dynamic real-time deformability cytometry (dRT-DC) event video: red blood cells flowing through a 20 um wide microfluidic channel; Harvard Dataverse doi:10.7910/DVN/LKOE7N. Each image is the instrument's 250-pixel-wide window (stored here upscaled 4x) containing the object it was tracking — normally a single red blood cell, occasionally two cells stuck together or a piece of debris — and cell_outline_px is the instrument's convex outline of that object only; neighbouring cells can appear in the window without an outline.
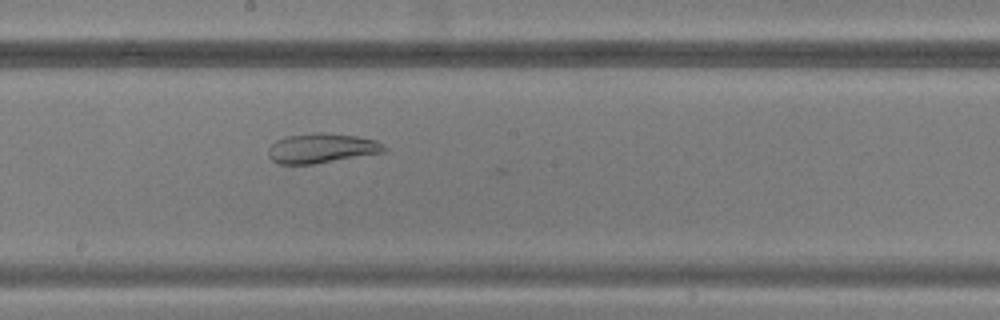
{"species": "common noctule bat (a hibernating species)", "species_latin": "Nyctalus noctula", "temperature_condition": "warm", "stored_images_in_passage": 13, "camera_frame_rate_fps": 3000, "um_per_image_px": 0.085, "animal": {"sex": "male", "body_mass_g": 20.5, "forearm_length_mm": 52.5}, "frame": {"image": 1, "passage_image": 12, "time_ms": 3.667, "image_size_px": [1000, 320], "cell_outline_px": [[388, 152], [312, 164], [276, 164], [268, 156], [268, 148], [276, 140], [284, 136], [316, 132], [320, 132], [356, 136], [376, 140], [388, 148]], "centroid_in_image_um": [27.34, 12.6], "position_along_channel_um": 220.9, "area_um2": 20.29}}